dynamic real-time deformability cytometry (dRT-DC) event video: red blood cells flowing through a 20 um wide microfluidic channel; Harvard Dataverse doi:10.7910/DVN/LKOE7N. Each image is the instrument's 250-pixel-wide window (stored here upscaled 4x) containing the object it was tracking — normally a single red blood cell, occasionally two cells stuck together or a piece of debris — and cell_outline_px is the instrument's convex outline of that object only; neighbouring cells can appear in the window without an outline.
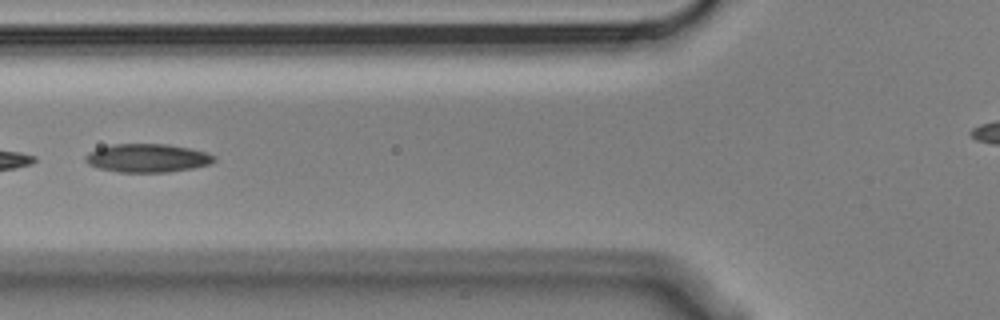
{"species": "Egyptian fruit bat (a non-hibernating species)", "species_latin": "Rousettus aegyptiacus", "temperature_condition": "cold", "stored_images_in_passage": 7, "camera_frame_rate_fps": 3000, "um_per_image_px": 0.085, "animal": {"sex": "male"}, "frame": {"image": 1, "passage_image": 6, "time_ms": 1.667, "image_size_px": [1000, 320], "cell_outline_px": [[216, 160], [208, 164], [192, 168], [168, 172], [120, 172], [100, 168], [88, 164], [84, 160], [84, 156], [88, 152], [96, 148], [112, 144], [168, 144], [188, 148], [204, 152], [216, 156]], "centroid_in_image_um": [12.48, 13.43], "position_along_channel_um": 113.3, "area_um2": 21.27}}
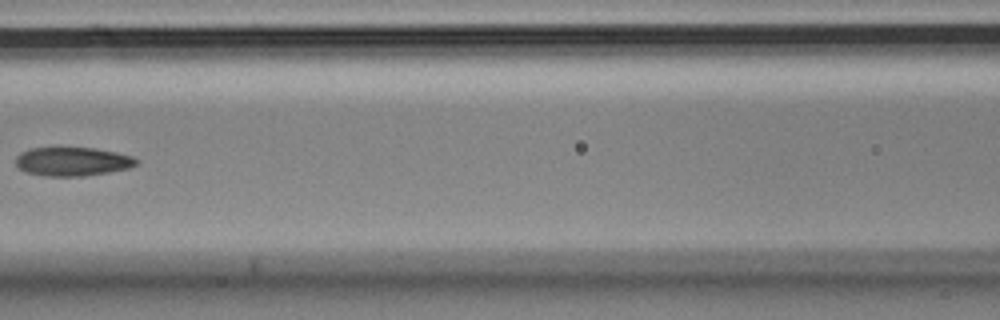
{"frame": {"image": 2, "passage_image": 7, "time_ms": 2.0, "image_size_px": [1000, 320], "cell_outline_px": [[140, 160], [136, 164], [128, 168], [108, 172], [84, 176], [44, 176], [24, 172], [16, 164], [16, 156], [20, 152], [28, 148], [92, 148], [116, 152], [132, 156]], "centroid_in_image_um": [6.13, 13.73], "position_along_channel_um": 160.5, "area_um2": 20.23}}